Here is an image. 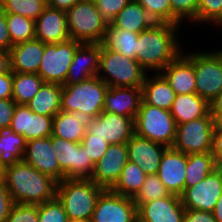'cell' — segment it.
Returning a JSON list of instances; mask_svg holds the SVG:
<instances>
[{
	"instance_id": "bcb514c9",
	"label": "cell",
	"mask_w": 222,
	"mask_h": 222,
	"mask_svg": "<svg viewBox=\"0 0 222 222\" xmlns=\"http://www.w3.org/2000/svg\"><path fill=\"white\" fill-rule=\"evenodd\" d=\"M16 105L13 99H0V130L9 128Z\"/></svg>"
},
{
	"instance_id": "f907efd6",
	"label": "cell",
	"mask_w": 222,
	"mask_h": 222,
	"mask_svg": "<svg viewBox=\"0 0 222 222\" xmlns=\"http://www.w3.org/2000/svg\"><path fill=\"white\" fill-rule=\"evenodd\" d=\"M13 72L0 74V99H12Z\"/></svg>"
},
{
	"instance_id": "7402d4cb",
	"label": "cell",
	"mask_w": 222,
	"mask_h": 222,
	"mask_svg": "<svg viewBox=\"0 0 222 222\" xmlns=\"http://www.w3.org/2000/svg\"><path fill=\"white\" fill-rule=\"evenodd\" d=\"M35 39L43 43H60L69 40L66 11L47 5L35 20Z\"/></svg>"
},
{
	"instance_id": "44dd1931",
	"label": "cell",
	"mask_w": 222,
	"mask_h": 222,
	"mask_svg": "<svg viewBox=\"0 0 222 222\" xmlns=\"http://www.w3.org/2000/svg\"><path fill=\"white\" fill-rule=\"evenodd\" d=\"M128 161L141 167L146 175L158 173L162 154L167 148L146 138L134 134L126 143Z\"/></svg>"
},
{
	"instance_id": "ab89813d",
	"label": "cell",
	"mask_w": 222,
	"mask_h": 222,
	"mask_svg": "<svg viewBox=\"0 0 222 222\" xmlns=\"http://www.w3.org/2000/svg\"><path fill=\"white\" fill-rule=\"evenodd\" d=\"M142 5L156 23L172 24L170 0H136Z\"/></svg>"
},
{
	"instance_id": "d6a6232c",
	"label": "cell",
	"mask_w": 222,
	"mask_h": 222,
	"mask_svg": "<svg viewBox=\"0 0 222 222\" xmlns=\"http://www.w3.org/2000/svg\"><path fill=\"white\" fill-rule=\"evenodd\" d=\"M147 175L137 164L128 161L117 180L110 188L114 193L133 198L146 180Z\"/></svg>"
},
{
	"instance_id": "4316f807",
	"label": "cell",
	"mask_w": 222,
	"mask_h": 222,
	"mask_svg": "<svg viewBox=\"0 0 222 222\" xmlns=\"http://www.w3.org/2000/svg\"><path fill=\"white\" fill-rule=\"evenodd\" d=\"M156 22L136 0H131L109 24L113 28L140 33Z\"/></svg>"
},
{
	"instance_id": "ac0fdd59",
	"label": "cell",
	"mask_w": 222,
	"mask_h": 222,
	"mask_svg": "<svg viewBox=\"0 0 222 222\" xmlns=\"http://www.w3.org/2000/svg\"><path fill=\"white\" fill-rule=\"evenodd\" d=\"M187 154L167 147L162 154L157 175L165 188L180 196L185 189Z\"/></svg>"
},
{
	"instance_id": "5b68a950",
	"label": "cell",
	"mask_w": 222,
	"mask_h": 222,
	"mask_svg": "<svg viewBox=\"0 0 222 222\" xmlns=\"http://www.w3.org/2000/svg\"><path fill=\"white\" fill-rule=\"evenodd\" d=\"M101 71L106 76L100 74ZM98 77L109 87H142L146 70L131 59L102 45Z\"/></svg>"
},
{
	"instance_id": "91938a15",
	"label": "cell",
	"mask_w": 222,
	"mask_h": 222,
	"mask_svg": "<svg viewBox=\"0 0 222 222\" xmlns=\"http://www.w3.org/2000/svg\"><path fill=\"white\" fill-rule=\"evenodd\" d=\"M69 222H91V221H88V220H69Z\"/></svg>"
},
{
	"instance_id": "f35d334b",
	"label": "cell",
	"mask_w": 222,
	"mask_h": 222,
	"mask_svg": "<svg viewBox=\"0 0 222 222\" xmlns=\"http://www.w3.org/2000/svg\"><path fill=\"white\" fill-rule=\"evenodd\" d=\"M170 4L172 24L181 25L180 22L184 19H189L192 23L198 22L199 0H170Z\"/></svg>"
},
{
	"instance_id": "db71d44e",
	"label": "cell",
	"mask_w": 222,
	"mask_h": 222,
	"mask_svg": "<svg viewBox=\"0 0 222 222\" xmlns=\"http://www.w3.org/2000/svg\"><path fill=\"white\" fill-rule=\"evenodd\" d=\"M10 71V53L0 50V74Z\"/></svg>"
},
{
	"instance_id": "8fae6325",
	"label": "cell",
	"mask_w": 222,
	"mask_h": 222,
	"mask_svg": "<svg viewBox=\"0 0 222 222\" xmlns=\"http://www.w3.org/2000/svg\"><path fill=\"white\" fill-rule=\"evenodd\" d=\"M51 144L65 179H90L92 177L95 164L81 143L51 135Z\"/></svg>"
},
{
	"instance_id": "60d3db41",
	"label": "cell",
	"mask_w": 222,
	"mask_h": 222,
	"mask_svg": "<svg viewBox=\"0 0 222 222\" xmlns=\"http://www.w3.org/2000/svg\"><path fill=\"white\" fill-rule=\"evenodd\" d=\"M38 220L39 222H69L64 206L57 197L38 205Z\"/></svg>"
},
{
	"instance_id": "603a6c76",
	"label": "cell",
	"mask_w": 222,
	"mask_h": 222,
	"mask_svg": "<svg viewBox=\"0 0 222 222\" xmlns=\"http://www.w3.org/2000/svg\"><path fill=\"white\" fill-rule=\"evenodd\" d=\"M141 101V87H109L105 93L103 111L135 120Z\"/></svg>"
},
{
	"instance_id": "e575fe53",
	"label": "cell",
	"mask_w": 222,
	"mask_h": 222,
	"mask_svg": "<svg viewBox=\"0 0 222 222\" xmlns=\"http://www.w3.org/2000/svg\"><path fill=\"white\" fill-rule=\"evenodd\" d=\"M43 83L38 74L13 72L12 99L17 105H26Z\"/></svg>"
},
{
	"instance_id": "ba28073f",
	"label": "cell",
	"mask_w": 222,
	"mask_h": 222,
	"mask_svg": "<svg viewBox=\"0 0 222 222\" xmlns=\"http://www.w3.org/2000/svg\"><path fill=\"white\" fill-rule=\"evenodd\" d=\"M183 53L194 65L196 94L210 104L222 91V51Z\"/></svg>"
},
{
	"instance_id": "277c9868",
	"label": "cell",
	"mask_w": 222,
	"mask_h": 222,
	"mask_svg": "<svg viewBox=\"0 0 222 222\" xmlns=\"http://www.w3.org/2000/svg\"><path fill=\"white\" fill-rule=\"evenodd\" d=\"M108 88L98 75L77 84L63 85L61 111L76 113L86 119L95 118L103 111Z\"/></svg>"
},
{
	"instance_id": "c3c4849f",
	"label": "cell",
	"mask_w": 222,
	"mask_h": 222,
	"mask_svg": "<svg viewBox=\"0 0 222 222\" xmlns=\"http://www.w3.org/2000/svg\"><path fill=\"white\" fill-rule=\"evenodd\" d=\"M12 41L9 35L5 12L0 3V50L8 51L12 47Z\"/></svg>"
},
{
	"instance_id": "11a10c76",
	"label": "cell",
	"mask_w": 222,
	"mask_h": 222,
	"mask_svg": "<svg viewBox=\"0 0 222 222\" xmlns=\"http://www.w3.org/2000/svg\"><path fill=\"white\" fill-rule=\"evenodd\" d=\"M214 132H222V112H211Z\"/></svg>"
},
{
	"instance_id": "7dc6e473",
	"label": "cell",
	"mask_w": 222,
	"mask_h": 222,
	"mask_svg": "<svg viewBox=\"0 0 222 222\" xmlns=\"http://www.w3.org/2000/svg\"><path fill=\"white\" fill-rule=\"evenodd\" d=\"M11 194L9 193L5 182H0V222H5L13 206Z\"/></svg>"
},
{
	"instance_id": "d6986e66",
	"label": "cell",
	"mask_w": 222,
	"mask_h": 222,
	"mask_svg": "<svg viewBox=\"0 0 222 222\" xmlns=\"http://www.w3.org/2000/svg\"><path fill=\"white\" fill-rule=\"evenodd\" d=\"M101 43H82L76 50L63 85L80 83L99 73Z\"/></svg>"
},
{
	"instance_id": "f1b7e54d",
	"label": "cell",
	"mask_w": 222,
	"mask_h": 222,
	"mask_svg": "<svg viewBox=\"0 0 222 222\" xmlns=\"http://www.w3.org/2000/svg\"><path fill=\"white\" fill-rule=\"evenodd\" d=\"M62 91V84L44 82L26 105L35 114L54 117L61 111Z\"/></svg>"
},
{
	"instance_id": "8992f818",
	"label": "cell",
	"mask_w": 222,
	"mask_h": 222,
	"mask_svg": "<svg viewBox=\"0 0 222 222\" xmlns=\"http://www.w3.org/2000/svg\"><path fill=\"white\" fill-rule=\"evenodd\" d=\"M70 39L80 43H101L108 23L99 13L95 2L80 0L66 11Z\"/></svg>"
},
{
	"instance_id": "ffe728a7",
	"label": "cell",
	"mask_w": 222,
	"mask_h": 222,
	"mask_svg": "<svg viewBox=\"0 0 222 222\" xmlns=\"http://www.w3.org/2000/svg\"><path fill=\"white\" fill-rule=\"evenodd\" d=\"M185 212L180 196L175 194L144 203L137 209L141 222H183Z\"/></svg>"
},
{
	"instance_id": "8d00e7d4",
	"label": "cell",
	"mask_w": 222,
	"mask_h": 222,
	"mask_svg": "<svg viewBox=\"0 0 222 222\" xmlns=\"http://www.w3.org/2000/svg\"><path fill=\"white\" fill-rule=\"evenodd\" d=\"M170 194L157 174L147 175L145 182L132 200L138 209L144 203L168 197Z\"/></svg>"
},
{
	"instance_id": "30bf717a",
	"label": "cell",
	"mask_w": 222,
	"mask_h": 222,
	"mask_svg": "<svg viewBox=\"0 0 222 222\" xmlns=\"http://www.w3.org/2000/svg\"><path fill=\"white\" fill-rule=\"evenodd\" d=\"M81 44L72 39L60 43H45L38 71L44 82L64 84L74 54Z\"/></svg>"
},
{
	"instance_id": "7bdbcfd3",
	"label": "cell",
	"mask_w": 222,
	"mask_h": 222,
	"mask_svg": "<svg viewBox=\"0 0 222 222\" xmlns=\"http://www.w3.org/2000/svg\"><path fill=\"white\" fill-rule=\"evenodd\" d=\"M5 222H39L38 205L14 203Z\"/></svg>"
},
{
	"instance_id": "836d02e7",
	"label": "cell",
	"mask_w": 222,
	"mask_h": 222,
	"mask_svg": "<svg viewBox=\"0 0 222 222\" xmlns=\"http://www.w3.org/2000/svg\"><path fill=\"white\" fill-rule=\"evenodd\" d=\"M217 167L211 152L187 155L185 187L201 182Z\"/></svg>"
},
{
	"instance_id": "f5cc1de1",
	"label": "cell",
	"mask_w": 222,
	"mask_h": 222,
	"mask_svg": "<svg viewBox=\"0 0 222 222\" xmlns=\"http://www.w3.org/2000/svg\"><path fill=\"white\" fill-rule=\"evenodd\" d=\"M80 0H47V5L52 8L67 11Z\"/></svg>"
},
{
	"instance_id": "9f6ffc18",
	"label": "cell",
	"mask_w": 222,
	"mask_h": 222,
	"mask_svg": "<svg viewBox=\"0 0 222 222\" xmlns=\"http://www.w3.org/2000/svg\"><path fill=\"white\" fill-rule=\"evenodd\" d=\"M212 214L214 215L216 222H222V194L218 198Z\"/></svg>"
},
{
	"instance_id": "3957f363",
	"label": "cell",
	"mask_w": 222,
	"mask_h": 222,
	"mask_svg": "<svg viewBox=\"0 0 222 222\" xmlns=\"http://www.w3.org/2000/svg\"><path fill=\"white\" fill-rule=\"evenodd\" d=\"M104 190L91 179H63L57 184L56 197L63 204L69 220L90 221Z\"/></svg>"
},
{
	"instance_id": "cb8c5ba5",
	"label": "cell",
	"mask_w": 222,
	"mask_h": 222,
	"mask_svg": "<svg viewBox=\"0 0 222 222\" xmlns=\"http://www.w3.org/2000/svg\"><path fill=\"white\" fill-rule=\"evenodd\" d=\"M45 43L33 39L13 45L10 50V70L18 73L38 74Z\"/></svg>"
},
{
	"instance_id": "2e32d148",
	"label": "cell",
	"mask_w": 222,
	"mask_h": 222,
	"mask_svg": "<svg viewBox=\"0 0 222 222\" xmlns=\"http://www.w3.org/2000/svg\"><path fill=\"white\" fill-rule=\"evenodd\" d=\"M26 141L49 138L53 133V117L33 113L27 105H16L8 128Z\"/></svg>"
},
{
	"instance_id": "7a4b0ae2",
	"label": "cell",
	"mask_w": 222,
	"mask_h": 222,
	"mask_svg": "<svg viewBox=\"0 0 222 222\" xmlns=\"http://www.w3.org/2000/svg\"><path fill=\"white\" fill-rule=\"evenodd\" d=\"M4 182L13 203L39 205L56 198L58 182L24 161L6 167Z\"/></svg>"
},
{
	"instance_id": "52a82bcc",
	"label": "cell",
	"mask_w": 222,
	"mask_h": 222,
	"mask_svg": "<svg viewBox=\"0 0 222 222\" xmlns=\"http://www.w3.org/2000/svg\"><path fill=\"white\" fill-rule=\"evenodd\" d=\"M135 134L155 143L172 147L176 138V123L170 110L141 101L134 120Z\"/></svg>"
},
{
	"instance_id": "6f0895ef",
	"label": "cell",
	"mask_w": 222,
	"mask_h": 222,
	"mask_svg": "<svg viewBox=\"0 0 222 222\" xmlns=\"http://www.w3.org/2000/svg\"><path fill=\"white\" fill-rule=\"evenodd\" d=\"M210 112H222V91L220 94L210 103Z\"/></svg>"
},
{
	"instance_id": "9c48e42d",
	"label": "cell",
	"mask_w": 222,
	"mask_h": 222,
	"mask_svg": "<svg viewBox=\"0 0 222 222\" xmlns=\"http://www.w3.org/2000/svg\"><path fill=\"white\" fill-rule=\"evenodd\" d=\"M213 133V116L209 112L205 117L176 125L172 147L187 155L211 152Z\"/></svg>"
},
{
	"instance_id": "681fc988",
	"label": "cell",
	"mask_w": 222,
	"mask_h": 222,
	"mask_svg": "<svg viewBox=\"0 0 222 222\" xmlns=\"http://www.w3.org/2000/svg\"><path fill=\"white\" fill-rule=\"evenodd\" d=\"M183 222H216V220L212 212L186 209Z\"/></svg>"
},
{
	"instance_id": "e0dca14e",
	"label": "cell",
	"mask_w": 222,
	"mask_h": 222,
	"mask_svg": "<svg viewBox=\"0 0 222 222\" xmlns=\"http://www.w3.org/2000/svg\"><path fill=\"white\" fill-rule=\"evenodd\" d=\"M127 162L128 149L126 143L110 144L104 155L95 163L90 179L97 185L110 189L117 182Z\"/></svg>"
},
{
	"instance_id": "5bb4252c",
	"label": "cell",
	"mask_w": 222,
	"mask_h": 222,
	"mask_svg": "<svg viewBox=\"0 0 222 222\" xmlns=\"http://www.w3.org/2000/svg\"><path fill=\"white\" fill-rule=\"evenodd\" d=\"M137 206L130 197L105 189L99 196L91 222H135Z\"/></svg>"
},
{
	"instance_id": "816d5d0a",
	"label": "cell",
	"mask_w": 222,
	"mask_h": 222,
	"mask_svg": "<svg viewBox=\"0 0 222 222\" xmlns=\"http://www.w3.org/2000/svg\"><path fill=\"white\" fill-rule=\"evenodd\" d=\"M215 162L218 166L222 165V132L213 133L212 151Z\"/></svg>"
},
{
	"instance_id": "4dcf8cb0",
	"label": "cell",
	"mask_w": 222,
	"mask_h": 222,
	"mask_svg": "<svg viewBox=\"0 0 222 222\" xmlns=\"http://www.w3.org/2000/svg\"><path fill=\"white\" fill-rule=\"evenodd\" d=\"M138 33L108 25L101 44L124 56L136 59Z\"/></svg>"
},
{
	"instance_id": "4fadbf2b",
	"label": "cell",
	"mask_w": 222,
	"mask_h": 222,
	"mask_svg": "<svg viewBox=\"0 0 222 222\" xmlns=\"http://www.w3.org/2000/svg\"><path fill=\"white\" fill-rule=\"evenodd\" d=\"M86 132L104 138L109 144L127 143L135 134L134 119L102 111L95 118L87 119Z\"/></svg>"
},
{
	"instance_id": "f546056e",
	"label": "cell",
	"mask_w": 222,
	"mask_h": 222,
	"mask_svg": "<svg viewBox=\"0 0 222 222\" xmlns=\"http://www.w3.org/2000/svg\"><path fill=\"white\" fill-rule=\"evenodd\" d=\"M87 119L72 112L59 111L53 117V133L55 137L74 143H81L86 132Z\"/></svg>"
},
{
	"instance_id": "83f0119b",
	"label": "cell",
	"mask_w": 222,
	"mask_h": 222,
	"mask_svg": "<svg viewBox=\"0 0 222 222\" xmlns=\"http://www.w3.org/2000/svg\"><path fill=\"white\" fill-rule=\"evenodd\" d=\"M141 88L142 100L145 103L164 110L171 109L176 94L160 73L150 78L146 75Z\"/></svg>"
},
{
	"instance_id": "ee69618b",
	"label": "cell",
	"mask_w": 222,
	"mask_h": 222,
	"mask_svg": "<svg viewBox=\"0 0 222 222\" xmlns=\"http://www.w3.org/2000/svg\"><path fill=\"white\" fill-rule=\"evenodd\" d=\"M81 145L84 146L88 156L91 157L94 164L100 160L110 146L104 138L94 137L93 134L87 132H85L82 138Z\"/></svg>"
},
{
	"instance_id": "b9f144b4",
	"label": "cell",
	"mask_w": 222,
	"mask_h": 222,
	"mask_svg": "<svg viewBox=\"0 0 222 222\" xmlns=\"http://www.w3.org/2000/svg\"><path fill=\"white\" fill-rule=\"evenodd\" d=\"M198 22L222 26V0H199Z\"/></svg>"
},
{
	"instance_id": "d4e9b609",
	"label": "cell",
	"mask_w": 222,
	"mask_h": 222,
	"mask_svg": "<svg viewBox=\"0 0 222 222\" xmlns=\"http://www.w3.org/2000/svg\"><path fill=\"white\" fill-rule=\"evenodd\" d=\"M160 74L171 85L176 95L196 93L194 65L183 53L170 62Z\"/></svg>"
},
{
	"instance_id": "74e56055",
	"label": "cell",
	"mask_w": 222,
	"mask_h": 222,
	"mask_svg": "<svg viewBox=\"0 0 222 222\" xmlns=\"http://www.w3.org/2000/svg\"><path fill=\"white\" fill-rule=\"evenodd\" d=\"M5 13H16L36 20L47 6V0H0Z\"/></svg>"
},
{
	"instance_id": "7c38bea8",
	"label": "cell",
	"mask_w": 222,
	"mask_h": 222,
	"mask_svg": "<svg viewBox=\"0 0 222 222\" xmlns=\"http://www.w3.org/2000/svg\"><path fill=\"white\" fill-rule=\"evenodd\" d=\"M222 194V167L218 166L194 186L185 187L180 195L185 209L212 212Z\"/></svg>"
},
{
	"instance_id": "6da1fadb",
	"label": "cell",
	"mask_w": 222,
	"mask_h": 222,
	"mask_svg": "<svg viewBox=\"0 0 222 222\" xmlns=\"http://www.w3.org/2000/svg\"><path fill=\"white\" fill-rule=\"evenodd\" d=\"M179 25L155 23L138 34L136 60L147 71L160 73L170 62L183 52L175 33Z\"/></svg>"
},
{
	"instance_id": "9a60e30c",
	"label": "cell",
	"mask_w": 222,
	"mask_h": 222,
	"mask_svg": "<svg viewBox=\"0 0 222 222\" xmlns=\"http://www.w3.org/2000/svg\"><path fill=\"white\" fill-rule=\"evenodd\" d=\"M53 150L51 136L29 140L26 143L23 161L42 174L61 182L65 179V175L60 169L56 153Z\"/></svg>"
},
{
	"instance_id": "680465c9",
	"label": "cell",
	"mask_w": 222,
	"mask_h": 222,
	"mask_svg": "<svg viewBox=\"0 0 222 222\" xmlns=\"http://www.w3.org/2000/svg\"><path fill=\"white\" fill-rule=\"evenodd\" d=\"M5 167L0 163V182L5 181Z\"/></svg>"
},
{
	"instance_id": "484cf974",
	"label": "cell",
	"mask_w": 222,
	"mask_h": 222,
	"mask_svg": "<svg viewBox=\"0 0 222 222\" xmlns=\"http://www.w3.org/2000/svg\"><path fill=\"white\" fill-rule=\"evenodd\" d=\"M209 112L210 104L196 93L176 95L170 109L176 125L205 117Z\"/></svg>"
},
{
	"instance_id": "d590c367",
	"label": "cell",
	"mask_w": 222,
	"mask_h": 222,
	"mask_svg": "<svg viewBox=\"0 0 222 222\" xmlns=\"http://www.w3.org/2000/svg\"><path fill=\"white\" fill-rule=\"evenodd\" d=\"M12 45L35 39V20L16 13H5Z\"/></svg>"
},
{
	"instance_id": "f6af8a7d",
	"label": "cell",
	"mask_w": 222,
	"mask_h": 222,
	"mask_svg": "<svg viewBox=\"0 0 222 222\" xmlns=\"http://www.w3.org/2000/svg\"><path fill=\"white\" fill-rule=\"evenodd\" d=\"M131 0H96L95 5L108 24Z\"/></svg>"
},
{
	"instance_id": "1f68e13d",
	"label": "cell",
	"mask_w": 222,
	"mask_h": 222,
	"mask_svg": "<svg viewBox=\"0 0 222 222\" xmlns=\"http://www.w3.org/2000/svg\"><path fill=\"white\" fill-rule=\"evenodd\" d=\"M26 143L22 135L9 129L0 130V163L6 168L23 161Z\"/></svg>"
}]
</instances>
